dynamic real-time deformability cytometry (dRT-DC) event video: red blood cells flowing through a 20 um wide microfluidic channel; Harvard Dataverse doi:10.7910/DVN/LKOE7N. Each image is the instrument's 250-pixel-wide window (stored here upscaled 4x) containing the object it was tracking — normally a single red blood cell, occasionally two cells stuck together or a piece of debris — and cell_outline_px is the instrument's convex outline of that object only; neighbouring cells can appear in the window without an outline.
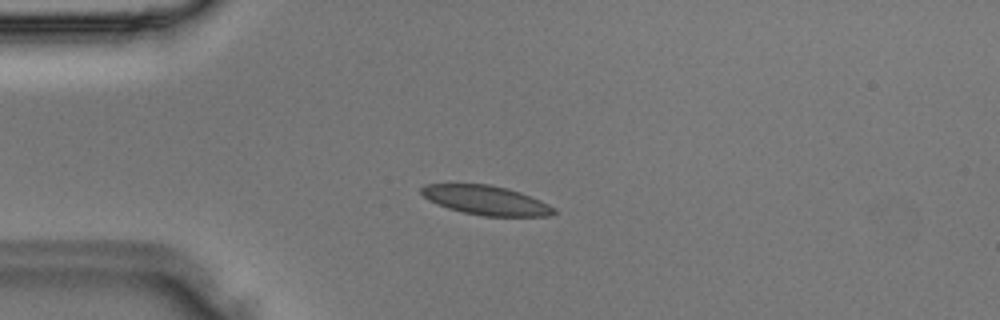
{"species": "Egyptian fruit bat (a non-hibernating species)", "species_latin": "Rousettus aegyptiacus", "temperature_condition": "room temperature", "stored_images_in_passage": 2, "camera_frame_rate_fps": 3000, "um_per_image_px": 0.085, "animal": {"sex": "male"}, "frame": {"image": 1, "passage_image": 2, "time_ms": 0.333, "image_size_px": [1000, 320], "cell_outline_px": [[556, 212], [548, 216], [484, 216], [464, 212], [448, 208], [428, 200], [420, 192], [420, 188], [424, 184], [488, 184], [508, 188], [520, 192], [540, 200], [556, 208]], "centroid_in_image_um": [41.31, 17.01], "position_along_channel_um": 43.7, "area_um2": 22.54}}